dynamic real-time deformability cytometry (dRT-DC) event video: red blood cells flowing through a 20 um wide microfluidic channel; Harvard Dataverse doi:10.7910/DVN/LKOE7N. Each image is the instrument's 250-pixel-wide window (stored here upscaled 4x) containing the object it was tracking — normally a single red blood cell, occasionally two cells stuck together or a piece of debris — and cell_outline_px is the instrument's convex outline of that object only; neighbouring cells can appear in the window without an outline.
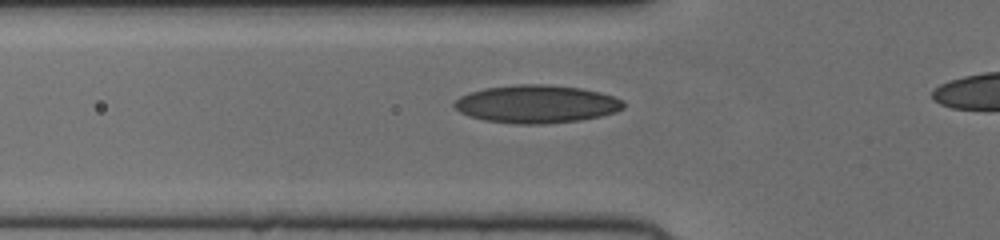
{"species": "human", "species_latin": "Homo sapiens", "temperature_condition": "cold", "stored_images_in_passage": 35, "camera_frame_rate_fps": 3000, "um_per_image_px": 0.085, "donor": {"sex": "female"}, "frame": {"image": 1, "passage_image": 8, "time_ms": 2.333, "image_size_px": [1000, 240], "cell_outline_px": [[624, 108], [616, 112], [600, 116], [580, 120], [544, 124], [516, 124], [484, 120], [468, 116], [460, 112], [452, 104], [460, 96], [468, 92], [484, 88], [516, 84], [548, 84], [580, 88], [600, 92], [624, 100]], "centroid_in_image_um": [45.59, 8.84], "position_along_channel_um": 80.2, "area_um2": 37.63}}
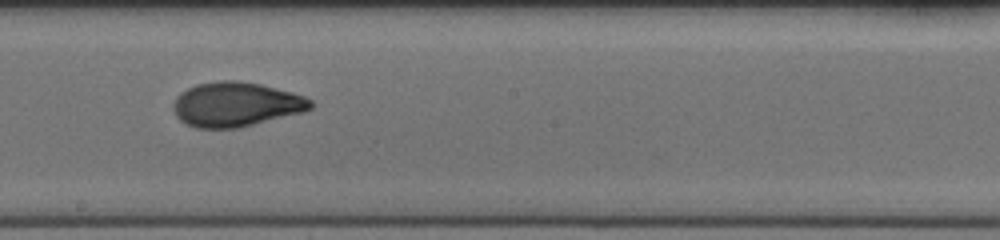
{"frame": {"image": 2, "passage_image": 19, "time_ms": 6.0, "image_size_px": [1000, 240], "cell_outline_px": [[312, 108], [304, 112], [240, 128], [196, 128], [180, 120], [176, 116], [172, 108], [172, 104], [176, 96], [180, 92], [196, 84], [220, 80], [236, 80], [260, 84], [292, 92], [304, 96], [312, 100]], "centroid_in_image_um": [20.04, 8.87], "position_along_channel_um": 228.2, "area_um2": 35.89}}
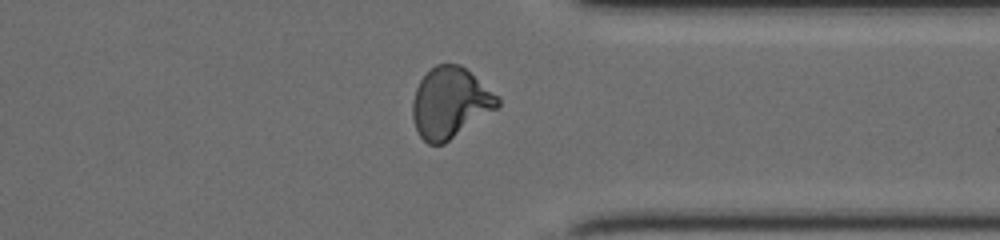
{"frame": {"image": 3, "passage_image": 30, "time_ms": 9.667, "image_size_px": [1000, 240], "cell_outline_px": [[500, 104], [496, 108], [444, 144], [428, 144], [420, 136], [416, 128], [412, 116], [412, 100], [416, 88], [420, 80], [436, 64], [460, 64], [500, 96]], "centroid_in_image_um": [38.26, 8.73], "position_along_channel_um": 373.1, "area_um2": 34.8}}